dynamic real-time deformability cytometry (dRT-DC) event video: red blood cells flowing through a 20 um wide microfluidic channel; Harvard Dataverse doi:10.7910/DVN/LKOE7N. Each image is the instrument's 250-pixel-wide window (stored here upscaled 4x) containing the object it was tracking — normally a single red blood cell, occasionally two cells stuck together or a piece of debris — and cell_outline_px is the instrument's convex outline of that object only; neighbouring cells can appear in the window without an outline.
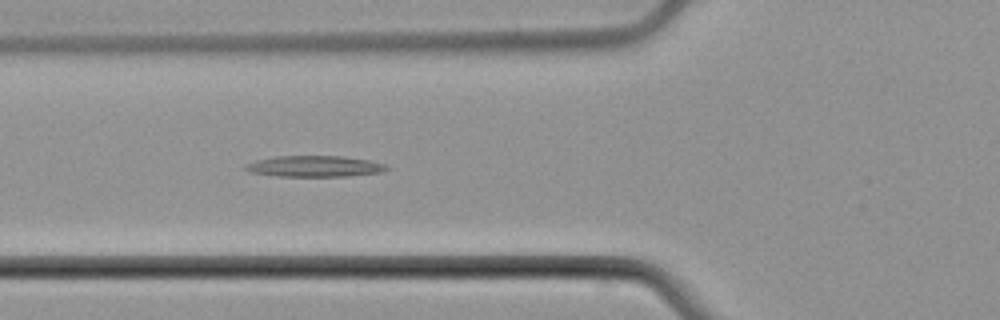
{"species": "common noctule bat (a hibernating species)", "species_latin": "Nyctalus noctula", "temperature_condition": "cold", "stored_images_in_passage": 6, "camera_frame_rate_fps": 3000, "um_per_image_px": 0.085, "animal": {"sex": "male", "body_mass_g": 21.5, "forearm_length_mm": 52.0}, "frame": {"image": 1, "passage_image": 6, "time_ms": 6.0, "image_size_px": [1000, 320], "cell_outline_px": [[392, 168], [380, 172], [348, 176], [276, 176], [248, 172], [244, 168], [248, 164], [256, 160], [276, 156], [340, 156], [368, 160], [384, 164]], "centroid_in_image_um": [26.73, 14.14], "position_along_channel_um": 99.1, "area_um2": 17.22}}